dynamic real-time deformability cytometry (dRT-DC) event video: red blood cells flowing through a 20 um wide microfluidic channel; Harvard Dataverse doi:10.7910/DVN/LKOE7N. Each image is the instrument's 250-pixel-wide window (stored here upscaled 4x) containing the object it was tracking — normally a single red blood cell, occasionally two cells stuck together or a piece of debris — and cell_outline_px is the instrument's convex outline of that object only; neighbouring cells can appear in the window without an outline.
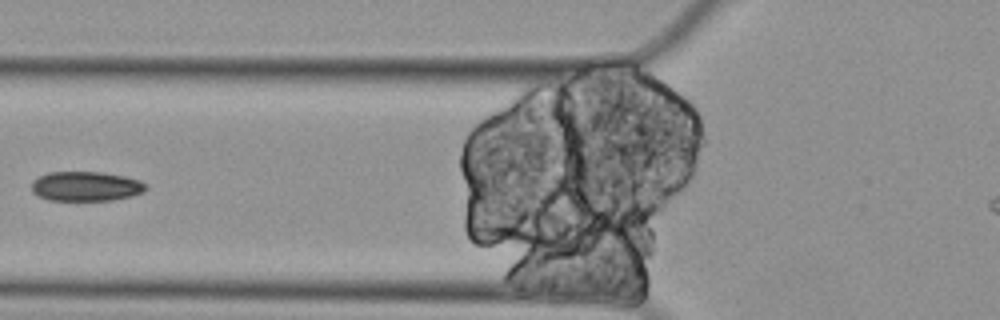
{"species": "Egyptian fruit bat (a non-hibernating species)", "species_latin": "Rousettus aegyptiacus", "temperature_condition": "cold", "stored_images_in_passage": 6, "camera_frame_rate_fps": 3000, "um_per_image_px": 0.085, "animal": {"sex": "female"}, "frame": {"image": 1, "passage_image": 6, "time_ms": 1.667, "image_size_px": [1000, 320], "cell_outline_px": [[148, 188], [144, 192], [132, 196], [112, 200], [48, 200], [36, 196], [32, 192], [32, 180], [48, 172], [104, 172], [124, 176], [140, 180], [148, 184]], "centroid_in_image_um": [7.32, 15.83], "position_along_channel_um": 118.5, "area_um2": 20.0}}